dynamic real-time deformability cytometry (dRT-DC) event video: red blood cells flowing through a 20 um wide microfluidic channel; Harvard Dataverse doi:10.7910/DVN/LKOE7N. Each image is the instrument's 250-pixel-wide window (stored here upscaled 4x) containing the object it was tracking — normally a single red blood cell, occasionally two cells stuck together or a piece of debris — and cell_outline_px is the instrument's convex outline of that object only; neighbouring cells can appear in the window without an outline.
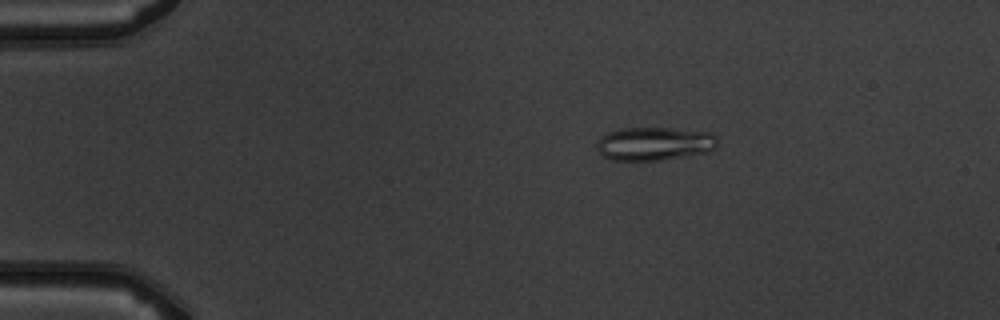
{"species": "common noctule bat (a hibernating species)", "species_latin": "Nyctalus noctula", "temperature_condition": "warm", "stored_images_in_passage": 5, "camera_frame_rate_fps": 3000, "um_per_image_px": 0.085, "animal": {"sex": "male", "body_mass_g": 19.5, "forearm_length_mm": 54.6}, "frame": {"image": 1, "passage_image": 3, "time_ms": 2.333, "image_size_px": [1000, 320], "cell_outline_px": [[716, 148], [708, 152], [660, 160], [612, 160], [604, 156], [600, 152], [596, 144], [596, 140], [600, 136], [608, 132], [620, 128], [672, 128], [712, 132], [716, 136]], "centroid_in_image_um": [55.62, 12.2], "position_along_channel_um": 29.4, "area_um2": 23.58}}